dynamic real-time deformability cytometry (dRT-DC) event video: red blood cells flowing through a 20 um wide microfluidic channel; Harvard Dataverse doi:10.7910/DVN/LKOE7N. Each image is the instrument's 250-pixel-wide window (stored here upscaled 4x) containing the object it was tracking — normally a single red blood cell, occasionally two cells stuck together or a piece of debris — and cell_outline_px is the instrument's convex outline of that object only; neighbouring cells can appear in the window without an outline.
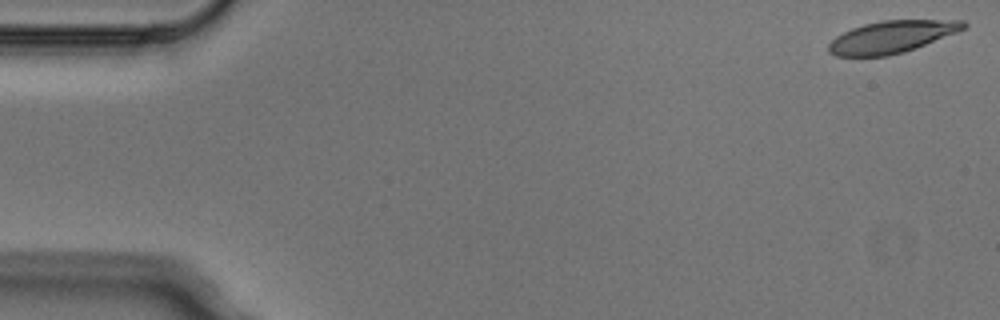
{"species": "Egyptian fruit bat (a non-hibernating species)", "species_latin": "Rousettus aegyptiacus", "temperature_condition": "cold", "stored_images_in_passage": 6, "camera_frame_rate_fps": 3000, "um_per_image_px": 0.085, "animal": {"sex": "male"}, "frame": {"image": 1, "passage_image": 1, "time_ms": 0.0, "image_size_px": [1000, 320], "cell_outline_px": [[968, 28], [916, 48], [904, 52], [888, 56], [836, 56], [828, 52], [828, 44], [836, 36], [852, 28], [864, 24], [880, 20], [964, 20], [968, 24]], "centroid_in_image_um": [75.82, 3.13], "position_along_channel_um": 9.2, "area_um2": 25.43}}
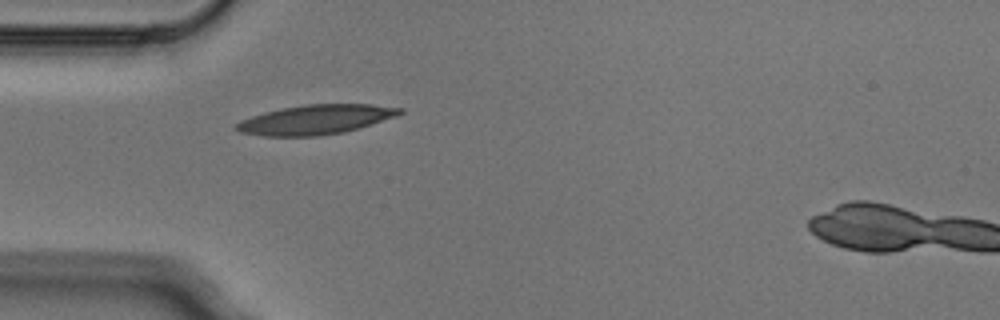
{"frame": {"image": 2, "passage_image": 5, "time_ms": 1.333, "image_size_px": [1000, 320], "cell_outline_px": [[404, 112], [396, 116], [360, 128], [344, 132], [320, 136], [264, 136], [240, 132], [232, 128], [240, 120], [264, 112], [280, 108], [304, 104], [372, 104], [404, 108]], "centroid_in_image_um": [26.83, 10.16], "position_along_channel_um": 58.2, "area_um2": 28.38}}